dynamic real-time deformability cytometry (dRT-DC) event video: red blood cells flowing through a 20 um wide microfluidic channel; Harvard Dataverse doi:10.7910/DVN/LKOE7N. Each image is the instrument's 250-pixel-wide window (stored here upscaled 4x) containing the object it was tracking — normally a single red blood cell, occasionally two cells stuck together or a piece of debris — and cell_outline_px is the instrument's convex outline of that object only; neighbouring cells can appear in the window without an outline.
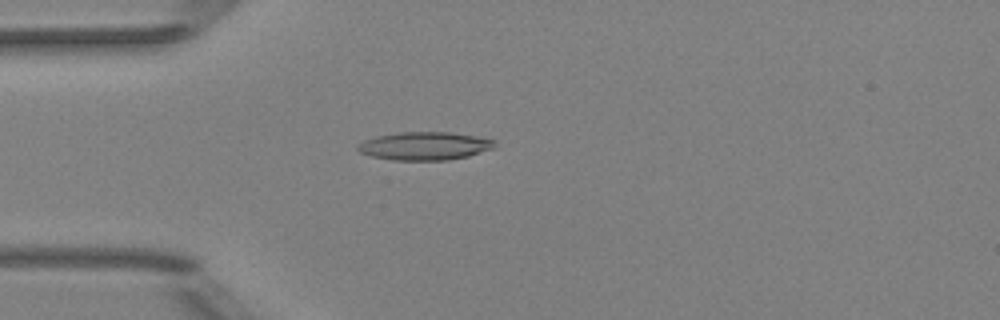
{"species": "Egyptian fruit bat (a non-hibernating species)", "species_latin": "Rousettus aegyptiacus", "temperature_condition": "room temperature", "stored_images_in_passage": 43, "camera_frame_rate_fps": 3000, "um_per_image_px": 0.085, "animal": {"sex": "female"}, "frame": {"image": 1, "passage_image": 6, "time_ms": 1.667, "image_size_px": [1000, 320], "cell_outline_px": [[496, 148], [468, 156], [448, 160], [392, 160], [372, 156], [360, 152], [356, 148], [364, 140], [376, 136], [400, 132], [452, 132], [476, 136], [496, 140]], "centroid_in_image_um": [36.15, 12.4], "position_along_channel_um": 48.9, "area_um2": 22.54}}
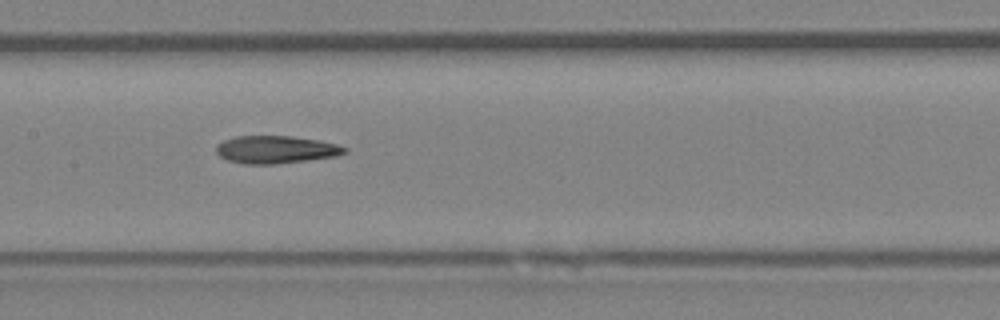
{"frame": {"image": 2, "passage_image": 17, "time_ms": 5.333, "image_size_px": [1000, 320], "cell_outline_px": [[348, 152], [336, 156], [272, 164], [244, 164], [228, 160], [220, 156], [216, 152], [216, 144], [224, 140], [236, 136], [292, 136], [320, 140], [336, 144], [348, 148]], "centroid_in_image_um": [23.44, 12.7], "position_along_channel_um": 184.0, "area_um2": 20.63}}
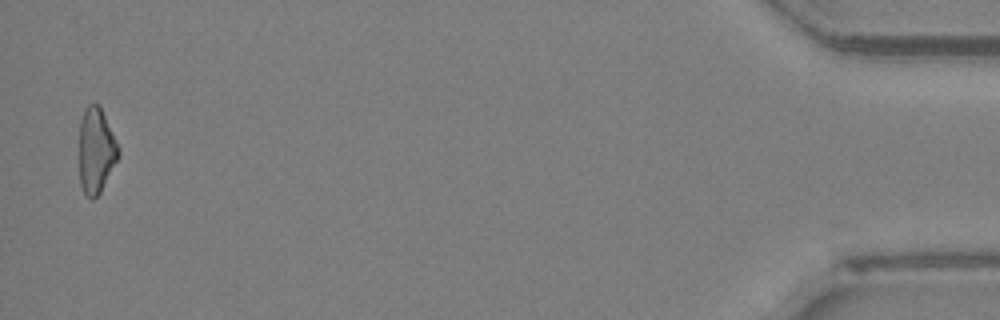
{"frame": {"image": 3, "passage_image": 42, "time_ms": 13.667, "image_size_px": [1000, 320], "cell_outline_px": [[120, 156], [100, 192], [92, 200], [84, 196], [80, 184], [80, 120], [84, 108], [88, 104], [100, 104], [120, 148]], "centroid_in_image_um": [8.18, 12.79], "position_along_channel_um": 427.0, "area_um2": 19.83}, "authors_computed_cell_mechanics": {"area_um2": 20.2878, "velocity_mm_per_s": 4.0378, "shape_relaxation_time_tau1_ms": null, "shape_relaxation_time_tau2_ms": 5.2606, "deformation_change_tau1": null, "deformation_change_tau2": 0.1792}}